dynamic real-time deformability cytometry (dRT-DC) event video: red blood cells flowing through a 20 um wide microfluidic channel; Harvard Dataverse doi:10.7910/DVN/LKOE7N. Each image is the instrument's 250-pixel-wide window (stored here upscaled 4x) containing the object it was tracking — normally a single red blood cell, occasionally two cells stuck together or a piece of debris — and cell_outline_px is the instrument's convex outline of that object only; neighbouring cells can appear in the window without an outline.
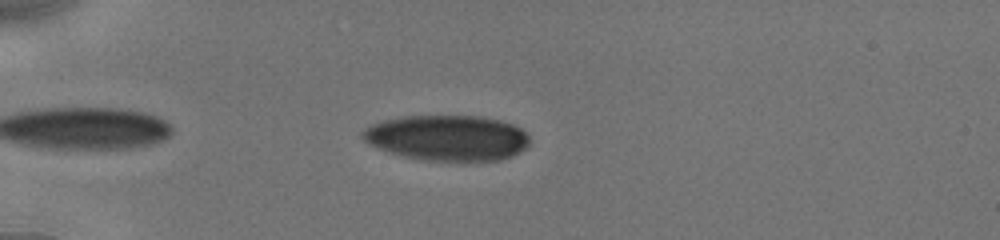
{"species": "human", "species_latin": "Homo sapiens", "temperature_condition": "cold", "stored_images_in_passage": 17, "camera_frame_rate_fps": 3000, "um_per_image_px": 0.085, "donor": {"sex": "male"}, "frame": {"image": 1, "passage_image": 7, "time_ms": 1.667, "image_size_px": [1000, 240], "cell_outline_px": [[528, 144], [520, 152], [512, 156], [500, 160], [428, 160], [404, 156], [368, 144], [360, 136], [360, 132], [364, 128], [372, 124], [384, 120], [404, 116], [480, 116], [500, 120], [512, 124], [520, 128], [528, 136]], "centroid_in_image_um": [38.0, 11.7], "position_along_channel_um": 47.0, "area_um2": 43.99}}
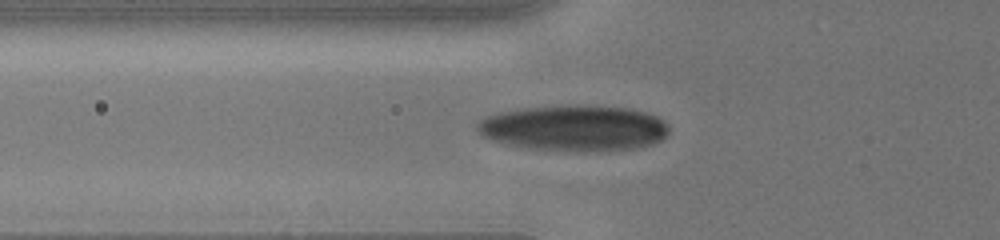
{"frame": {"image": 2, "passage_image": 14, "time_ms": 3.333, "image_size_px": [1000, 240], "cell_outline_px": [[668, 132], [660, 140], [652, 144], [640, 148], [580, 152], [564, 152], [488, 140], [480, 136], [476, 128], [476, 124], [484, 116], [496, 112], [520, 108], [560, 104], [580, 104], [632, 108], [648, 112], [664, 120], [668, 124]], "centroid_in_image_um": [48.79, 10.86], "position_along_channel_um": 77.0, "area_um2": 52.25}}